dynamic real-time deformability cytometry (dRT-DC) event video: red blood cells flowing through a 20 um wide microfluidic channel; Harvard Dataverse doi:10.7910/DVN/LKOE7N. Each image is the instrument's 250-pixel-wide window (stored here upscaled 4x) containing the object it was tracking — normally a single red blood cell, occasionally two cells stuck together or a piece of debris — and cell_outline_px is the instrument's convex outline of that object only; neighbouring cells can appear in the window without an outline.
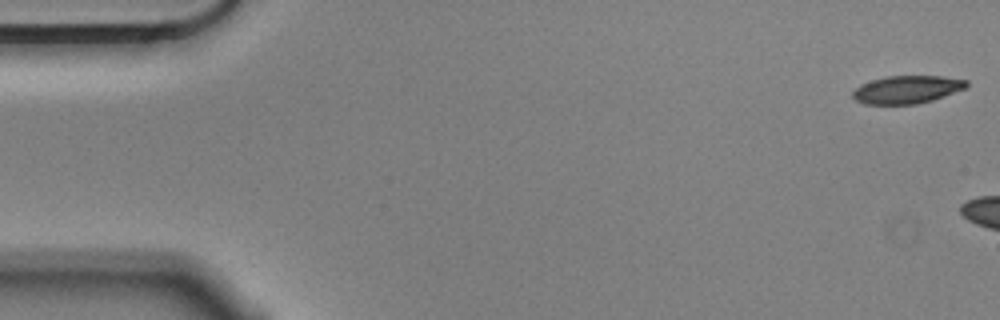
{"species": "Egyptian fruit bat (a non-hibernating species)", "species_latin": "Rousettus aegyptiacus", "temperature_condition": "cold", "stored_images_in_passage": 8, "camera_frame_rate_fps": 3000, "um_per_image_px": 0.085, "animal": {"sex": "male"}, "frame": {"image": 1, "passage_image": 1, "time_ms": 0.0, "image_size_px": [1000, 320], "cell_outline_px": [[968, 84], [964, 88], [932, 100], [916, 104], [864, 104], [856, 100], [852, 96], [852, 92], [860, 84], [872, 80], [888, 76], [940, 76], [968, 80]], "centroid_in_image_um": [77.05, 7.61], "position_along_channel_um": 7.9, "area_um2": 18.26}}